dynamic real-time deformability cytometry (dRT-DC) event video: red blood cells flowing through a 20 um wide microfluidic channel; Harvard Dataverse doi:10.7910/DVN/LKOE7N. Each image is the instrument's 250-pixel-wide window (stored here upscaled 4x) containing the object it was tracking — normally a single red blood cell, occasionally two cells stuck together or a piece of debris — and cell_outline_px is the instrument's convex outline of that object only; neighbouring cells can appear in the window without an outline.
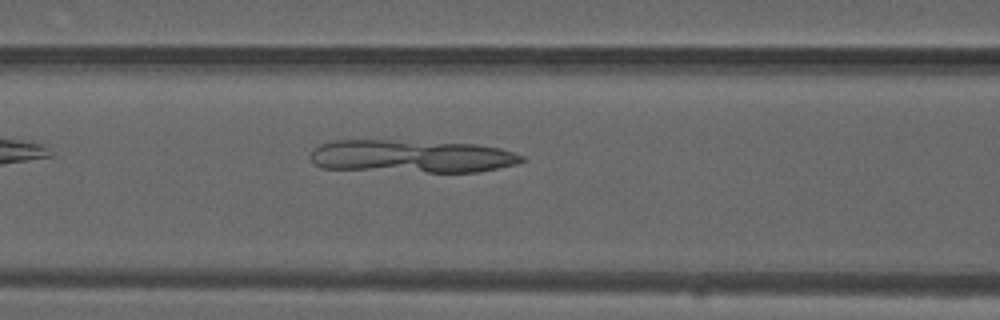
{"species": "common noctule bat (a hibernating species)", "species_latin": "Nyctalus noctula", "temperature_condition": "warm", "stored_images_in_passage": 9, "camera_frame_rate_fps": 3000, "um_per_image_px": 0.085, "animal": {"sex": "male", "forearm_length_mm": 52.5}, "frame": {"image": 1, "passage_image": 8, "time_ms": 2.333, "image_size_px": [1000, 320], "cell_outline_px": [[524, 160], [516, 164], [476, 172], [428, 172], [320, 168], [312, 164], [308, 156], [320, 144], [332, 140], [388, 140], [476, 144], [500, 148], [524, 156]], "centroid_in_image_um": [34.92, 13.28], "position_along_channel_um": 131.7, "area_um2": 40.52}}